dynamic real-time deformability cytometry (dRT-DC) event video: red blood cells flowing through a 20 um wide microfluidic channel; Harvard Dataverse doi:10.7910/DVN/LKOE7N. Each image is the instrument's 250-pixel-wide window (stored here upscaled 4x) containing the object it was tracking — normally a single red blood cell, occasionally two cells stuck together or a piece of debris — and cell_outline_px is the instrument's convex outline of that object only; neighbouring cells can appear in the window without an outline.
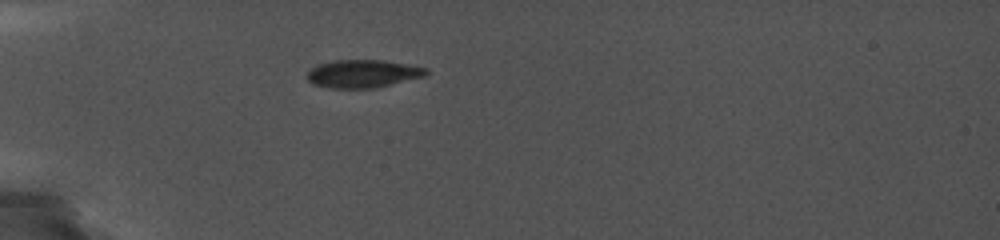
{"species": "common noctule bat (a hibernating species)", "species_latin": "Nyctalus noctula", "temperature_condition": "cold", "stored_images_in_passage": 3, "camera_frame_rate_fps": 5000, "um_per_image_px": 0.085, "animal": {"sex": "female", "body_mass_g": 19.0, "forearm_length_mm": 56.7}, "frame": {"image": 1, "passage_image": 1, "time_ms": 0.0, "image_size_px": [1000, 240], "cell_outline_px": [[428, 72], [424, 76], [376, 88], [328, 88], [312, 84], [308, 80], [308, 72], [312, 68], [320, 64], [336, 60], [384, 60], [408, 64], [428, 68]], "centroid_in_image_um": [30.86, 6.27], "position_along_channel_um": 54.1, "area_um2": 19.31}}